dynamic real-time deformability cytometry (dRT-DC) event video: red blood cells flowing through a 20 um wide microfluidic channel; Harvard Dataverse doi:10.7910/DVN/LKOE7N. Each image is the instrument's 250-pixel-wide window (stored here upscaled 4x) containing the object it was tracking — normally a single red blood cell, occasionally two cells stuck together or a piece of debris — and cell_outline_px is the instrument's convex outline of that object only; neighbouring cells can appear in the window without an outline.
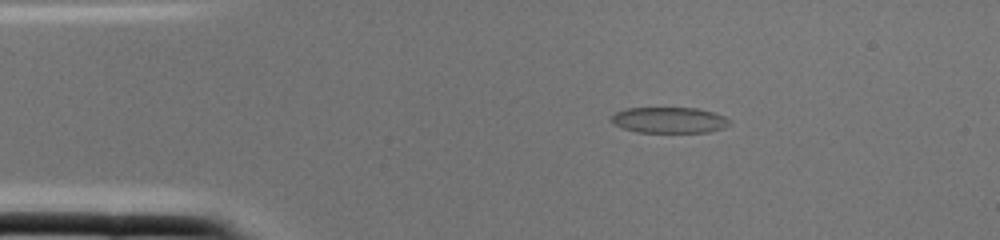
{"species": "common noctule bat (a hibernating species)", "species_latin": "Nyctalus noctula", "temperature_condition": "cold", "stored_images_in_passage": 1, "camera_frame_rate_fps": 3000, "um_per_image_px": 0.085, "animal": {"sex": "female", "body_mass_g": 22.0, "forearm_length_mm": 56.7}, "frame": {"image": 1, "passage_image": 1, "time_ms": 0.0, "image_size_px": [1000, 240], "cell_outline_px": [[732, 124], [724, 128], [708, 132], [636, 132], [612, 124], [608, 120], [616, 112], [624, 108], [696, 108], [712, 112], [724, 116]], "centroid_in_image_um": [56.85, 10.21], "position_along_channel_um": 28.1, "area_um2": 17.92}}